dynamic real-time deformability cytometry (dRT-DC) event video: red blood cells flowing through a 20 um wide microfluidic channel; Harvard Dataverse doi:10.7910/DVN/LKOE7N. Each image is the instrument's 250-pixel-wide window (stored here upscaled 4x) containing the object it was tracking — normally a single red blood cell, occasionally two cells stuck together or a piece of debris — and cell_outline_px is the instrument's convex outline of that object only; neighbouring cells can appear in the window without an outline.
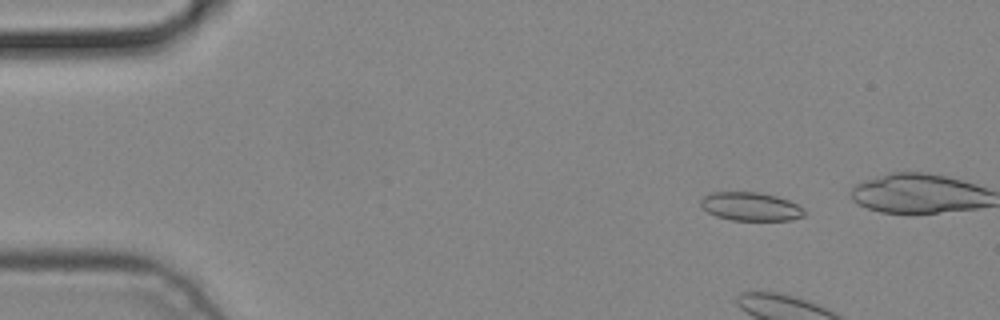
{"species": "common noctule bat (a hibernating species)", "species_latin": "Nyctalus noctula", "temperature_condition": "cold", "stored_images_in_passage": 4, "camera_frame_rate_fps": 3000, "um_per_image_px": 0.085, "animal": {"sex": "male", "body_mass_g": 19.2, "forearm_length_mm": 51.8}, "frame": {"image": 1, "passage_image": 1, "time_ms": 0.0, "image_size_px": [1000, 320], "cell_outline_px": [[804, 216], [792, 220], [732, 220], [716, 216], [708, 212], [700, 204], [700, 200], [704, 196], [712, 192], [756, 192], [776, 196], [788, 200], [804, 208]], "centroid_in_image_um": [63.81, 17.56], "position_along_channel_um": 21.2, "area_um2": 17.11}}